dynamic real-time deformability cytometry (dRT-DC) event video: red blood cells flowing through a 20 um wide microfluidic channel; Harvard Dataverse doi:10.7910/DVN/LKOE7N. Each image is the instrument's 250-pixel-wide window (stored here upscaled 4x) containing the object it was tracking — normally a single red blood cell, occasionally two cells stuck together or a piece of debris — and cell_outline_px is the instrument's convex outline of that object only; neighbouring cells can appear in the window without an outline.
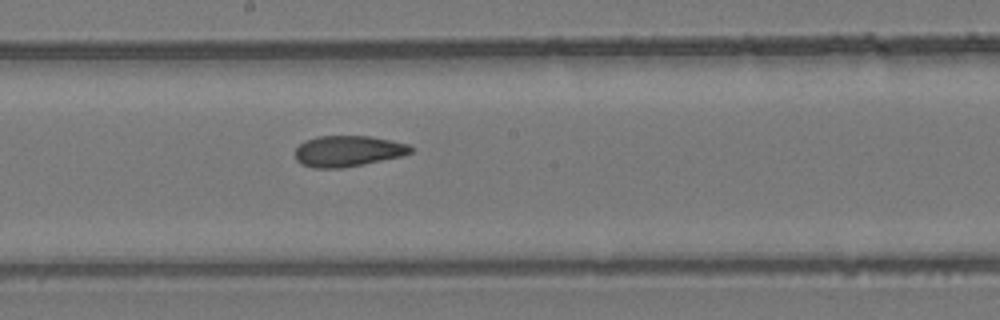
{"species": "common noctule bat (a hibernating species)", "species_latin": "Nyctalus noctula", "temperature_condition": "room temperature", "stored_images_in_passage": 5, "camera_frame_rate_fps": 3000, "um_per_image_px": 0.085, "animal": {"sex": "female", "body_mass_g": 24.6, "forearm_length_mm": 56.2}, "frame": {"image": 1, "passage_image": 5, "time_ms": 1.333, "image_size_px": [1000, 320], "cell_outline_px": [[412, 152], [400, 156], [340, 168], [316, 168], [300, 164], [296, 160], [296, 148], [304, 140], [316, 136], [372, 136], [408, 144], [412, 148]], "centroid_in_image_um": [29.53, 12.83], "position_along_channel_um": 218.7, "area_um2": 20.63}}